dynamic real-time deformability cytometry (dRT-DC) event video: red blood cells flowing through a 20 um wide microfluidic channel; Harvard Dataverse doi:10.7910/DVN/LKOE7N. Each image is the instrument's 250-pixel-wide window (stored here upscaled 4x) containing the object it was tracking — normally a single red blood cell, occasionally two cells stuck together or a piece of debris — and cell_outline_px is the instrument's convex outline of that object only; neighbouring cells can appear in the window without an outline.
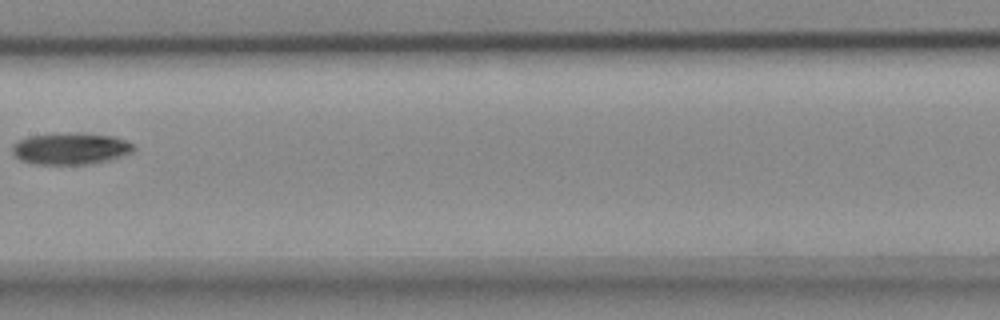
{"species": "common noctule bat (a hibernating species)", "species_latin": "Nyctalus noctula", "temperature_condition": "cold", "stored_images_in_passage": 9, "camera_frame_rate_fps": 3000, "um_per_image_px": 0.085, "animal": {"sex": "female", "body_mass_g": 18.4}, "frame": {"image": 1, "passage_image": 6, "time_ms": 1.667, "image_size_px": [1000, 320], "cell_outline_px": [[136, 148], [132, 152], [112, 160], [88, 164], [36, 164], [20, 160], [12, 152], [12, 144], [28, 136], [80, 132], [116, 136], [132, 144]], "centroid_in_image_um": [6.03, 12.63], "position_along_channel_um": 201.4, "area_um2": 22.54}}